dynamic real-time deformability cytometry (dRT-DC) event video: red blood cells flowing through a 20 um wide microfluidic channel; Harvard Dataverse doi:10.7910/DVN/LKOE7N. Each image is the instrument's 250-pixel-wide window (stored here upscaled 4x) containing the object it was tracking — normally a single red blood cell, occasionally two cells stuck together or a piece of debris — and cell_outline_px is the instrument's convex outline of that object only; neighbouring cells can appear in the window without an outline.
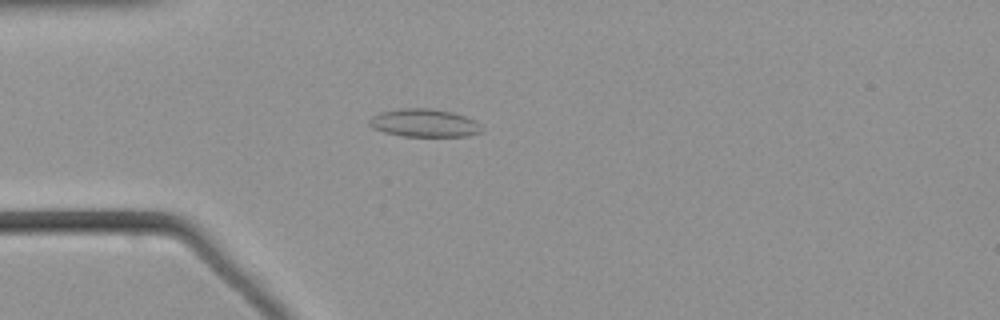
{"species": "common noctule bat (a hibernating species)", "species_latin": "Nyctalus noctula", "temperature_condition": "warm", "stored_images_in_passage": 55, "camera_frame_rate_fps": 3000, "um_per_image_px": 0.085, "animal": {"sex": "male", "body_mass_g": 21.5, "forearm_length_mm": 52.0}, "frame": {"image": 1, "passage_image": 16, "time_ms": 5.0, "image_size_px": [1000, 320], "cell_outline_px": [[484, 132], [468, 136], [404, 136], [384, 132], [368, 124], [368, 120], [372, 116], [380, 112], [404, 108], [428, 108], [452, 112], [476, 120], [484, 128]], "centroid_in_image_um": [36.12, 10.46], "position_along_channel_um": 48.9, "area_um2": 18.38}}
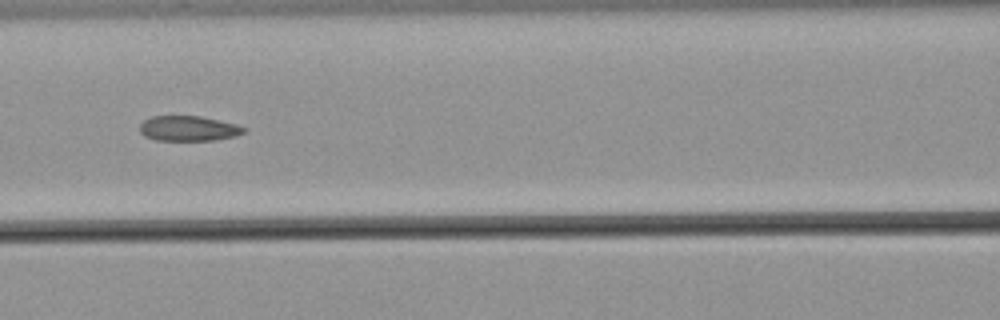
{"frame": {"image": 2, "passage_image": 25, "time_ms": 8.0, "image_size_px": [1000, 320], "cell_outline_px": [[248, 128], [244, 132], [236, 136], [216, 140], [156, 140], [144, 136], [140, 132], [140, 124], [144, 120], [152, 116], [200, 116], [236, 124]], "centroid_in_image_um": [16.03, 10.92], "position_along_channel_um": 150.6, "area_um2": 15.26}}
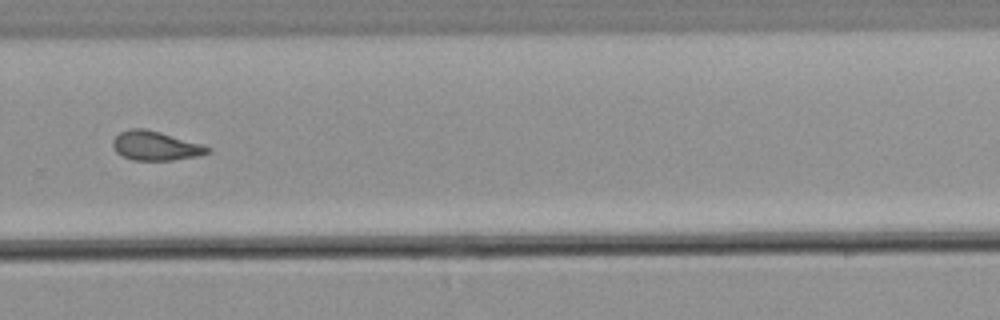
{"frame": {"image": 3, "passage_image": 38, "time_ms": 12.333, "image_size_px": [1000, 320], "cell_outline_px": [[212, 152], [200, 156], [172, 160], [132, 160], [116, 152], [112, 144], [112, 140], [120, 132], [128, 128], [144, 128], [160, 132], [200, 144], [212, 148]], "centroid_in_image_um": [13.22, 12.39], "position_along_channel_um": 316.6, "area_um2": 16.13}}